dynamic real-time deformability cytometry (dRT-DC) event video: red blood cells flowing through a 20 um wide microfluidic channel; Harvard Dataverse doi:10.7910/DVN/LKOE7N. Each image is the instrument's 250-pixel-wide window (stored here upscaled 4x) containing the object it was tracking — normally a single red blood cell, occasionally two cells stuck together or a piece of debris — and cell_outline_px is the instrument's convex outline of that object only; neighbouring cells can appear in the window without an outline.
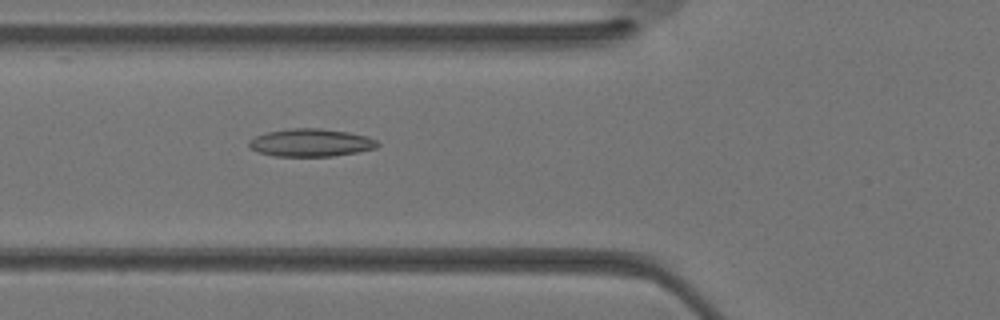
{"species": "Egyptian fruit bat (a non-hibernating species)", "species_latin": "Rousettus aegyptiacus", "temperature_condition": "warm", "stored_images_in_passage": 33, "segment_of_instrument_passage": [1, 2], "camera_frame_rate_fps": 3000, "um_per_image_px": 0.085, "animal": {"sex": "female"}, "frame": {"image": 1, "passage_image": 10, "time_ms": 3.0, "image_size_px": [1000, 320], "cell_outline_px": [[380, 144], [376, 148], [356, 152], [332, 156], [272, 156], [256, 152], [248, 144], [248, 140], [256, 136], [268, 132], [288, 128], [320, 128], [348, 132], [364, 136], [376, 140]], "centroid_in_image_um": [26.38, 12.13], "position_along_channel_um": 99.4, "area_um2": 20.75}}
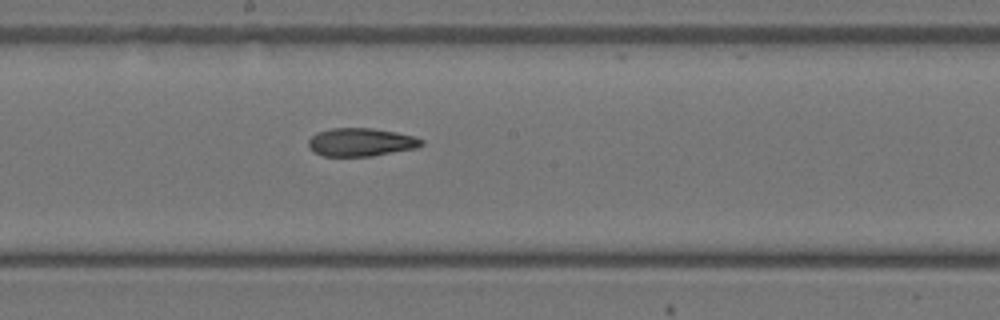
{"frame": {"image": 2, "passage_image": 16, "time_ms": 5.0, "image_size_px": [1000, 320], "cell_outline_px": [[424, 144], [416, 148], [372, 156], [324, 156], [312, 152], [308, 148], [308, 140], [316, 132], [332, 128], [372, 128], [396, 132], [412, 136], [424, 140]], "centroid_in_image_um": [30.64, 12.09], "position_along_channel_um": 217.6, "area_um2": 18.67}}
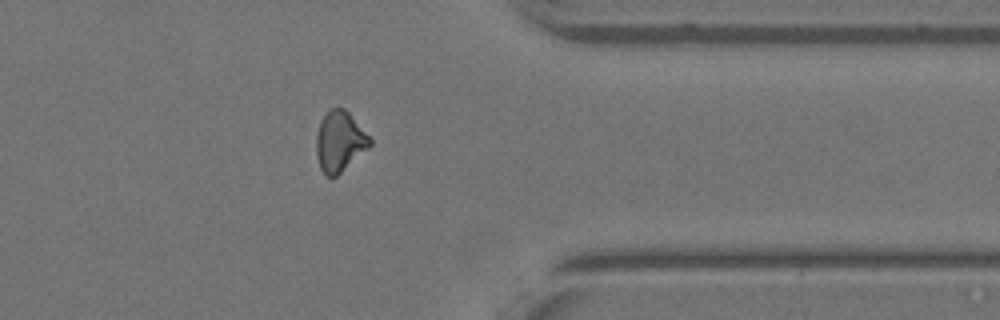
{"frame": {"image": 3, "passage_image": 25, "time_ms": 8.0, "image_size_px": [1000, 320], "cell_outline_px": [[372, 144], [368, 148], [336, 176], [328, 176], [320, 168], [316, 152], [316, 136], [320, 120], [336, 104], [344, 108], [348, 112], [372, 140]], "centroid_in_image_um": [28.86, 11.99], "position_along_channel_um": 382.5, "area_um2": 18.61}}